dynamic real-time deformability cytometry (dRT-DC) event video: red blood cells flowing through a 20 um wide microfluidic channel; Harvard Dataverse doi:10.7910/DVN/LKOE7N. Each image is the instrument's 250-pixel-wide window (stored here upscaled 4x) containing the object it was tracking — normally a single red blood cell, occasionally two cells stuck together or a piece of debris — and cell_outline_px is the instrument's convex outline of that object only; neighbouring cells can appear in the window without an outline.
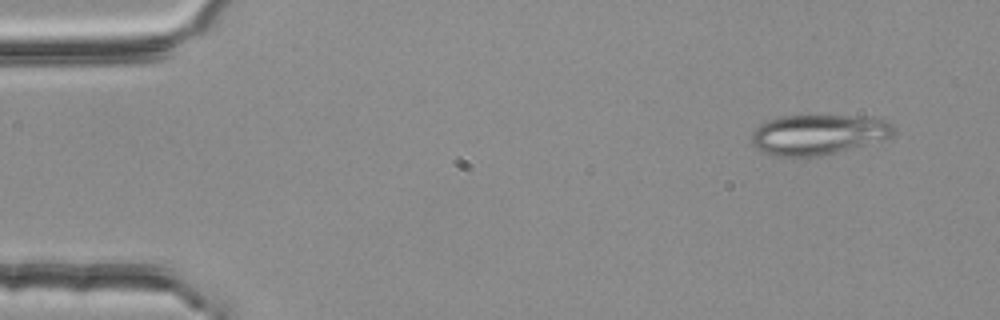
{"species": "common noctule bat (a hibernating species)", "species_latin": "Nyctalus noctula", "temperature_condition": "room temperature", "stored_images_in_passage": 5, "camera_frame_rate_fps": 3000, "um_per_image_px": 0.085, "animal": {"sex": "female", "body_mass_g": 25.1}, "frame": {"image": 1, "passage_image": 1, "time_ms": 0.0, "image_size_px": [1000, 320], "cell_outline_px": [[892, 136], [884, 140], [820, 156], [776, 156], [764, 152], [756, 148], [752, 144], [752, 132], [760, 124], [768, 120], [780, 116], [872, 116], [888, 120], [892, 124]], "centroid_in_image_um": [69.57, 11.42], "position_along_channel_um": 15.4, "area_um2": 33.29}}